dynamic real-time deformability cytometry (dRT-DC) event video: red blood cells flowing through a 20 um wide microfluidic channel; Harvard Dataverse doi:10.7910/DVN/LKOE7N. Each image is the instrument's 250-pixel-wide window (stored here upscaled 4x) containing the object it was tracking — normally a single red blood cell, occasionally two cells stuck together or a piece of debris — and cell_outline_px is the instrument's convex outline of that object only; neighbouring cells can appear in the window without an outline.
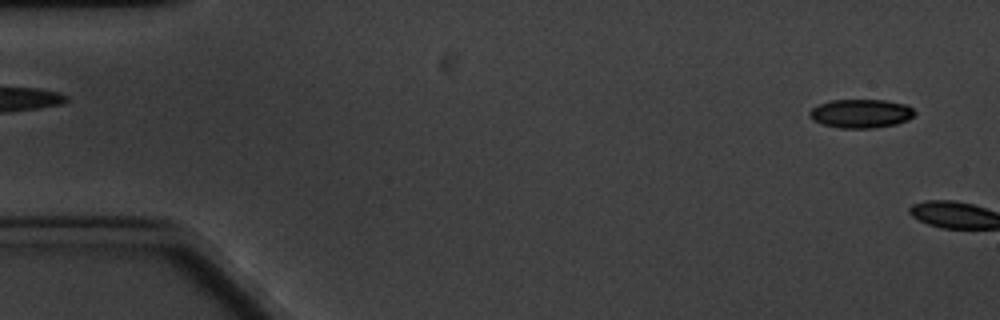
{"species": "common noctule bat (a hibernating species)", "species_latin": "Nyctalus noctula", "temperature_condition": "cold", "stored_images_in_passage": 5, "segment_of_instrument_passage": [2, 2], "camera_frame_rate_fps": 3000, "um_per_image_px": 0.085, "animal": {"sex": "male", "body_mass_g": 20.1, "forearm_length_mm": 53.5}, "frame": {"image": 1, "passage_image": 5, "time_ms": 4.667, "image_size_px": [1000, 320], "cell_outline_px": [[916, 112], [908, 120], [896, 124], [872, 128], [840, 128], [824, 124], [812, 120], [808, 116], [808, 112], [812, 108], [820, 104], [832, 100], [884, 100], [904, 104], [912, 108]], "centroid_in_image_um": [73.16, 9.65], "position_along_channel_um": 11.8, "area_um2": 17.51}}